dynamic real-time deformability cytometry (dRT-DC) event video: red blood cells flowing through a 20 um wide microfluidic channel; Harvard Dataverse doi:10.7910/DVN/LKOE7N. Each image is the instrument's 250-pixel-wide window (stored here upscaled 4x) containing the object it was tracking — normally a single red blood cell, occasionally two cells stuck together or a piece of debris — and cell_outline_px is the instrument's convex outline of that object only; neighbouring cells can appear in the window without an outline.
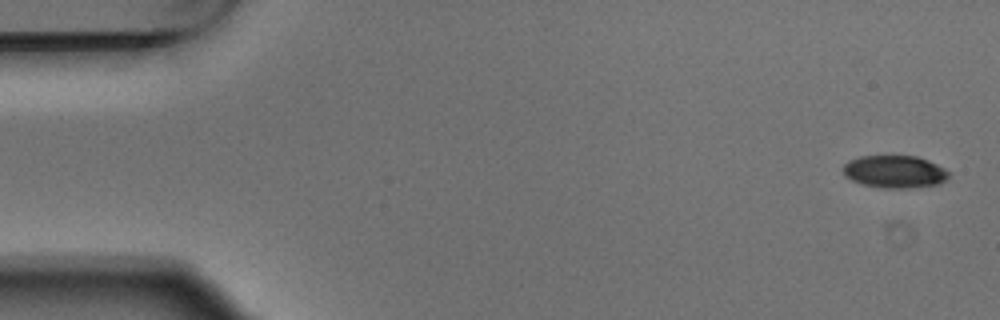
{"species": "Egyptian fruit bat (a non-hibernating species)", "species_latin": "Rousettus aegyptiacus", "temperature_condition": "warm", "stored_images_in_passage": 5, "camera_frame_rate_fps": 3000, "um_per_image_px": 0.085, "animal": {"sex": "male"}, "frame": {"image": 1, "passage_image": 1, "time_ms": 0.0, "image_size_px": [1000, 320], "cell_outline_px": [[948, 176], [940, 184], [908, 188], [884, 188], [864, 184], [852, 180], [844, 176], [844, 164], [848, 160], [860, 156], [916, 156], [928, 160], [944, 168], [948, 172]], "centroid_in_image_um": [76.03, 14.59], "position_along_channel_um": 9.0, "area_um2": 19.88}}
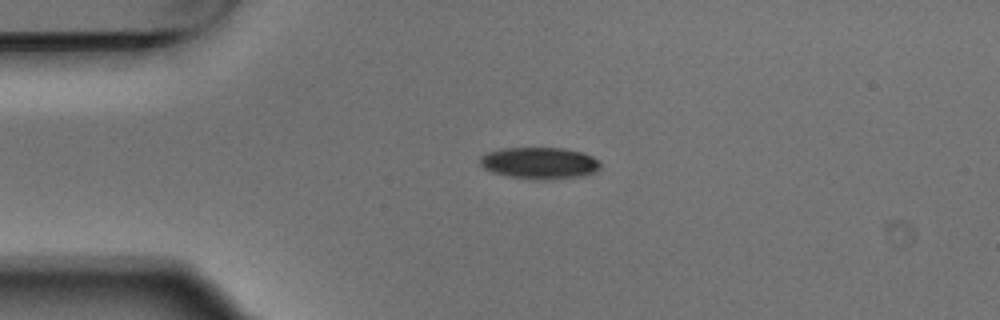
{"frame": {"image": 2, "passage_image": 4, "time_ms": 1.0, "image_size_px": [1000, 320], "cell_outline_px": [[600, 168], [596, 172], [584, 176], [544, 180], [532, 180], [508, 176], [492, 172], [484, 168], [480, 164], [480, 156], [488, 152], [500, 148], [564, 148], [584, 152], [592, 156], [600, 164]], "centroid_in_image_um": [45.86, 13.87], "position_along_channel_um": 39.1, "area_um2": 22.48}}